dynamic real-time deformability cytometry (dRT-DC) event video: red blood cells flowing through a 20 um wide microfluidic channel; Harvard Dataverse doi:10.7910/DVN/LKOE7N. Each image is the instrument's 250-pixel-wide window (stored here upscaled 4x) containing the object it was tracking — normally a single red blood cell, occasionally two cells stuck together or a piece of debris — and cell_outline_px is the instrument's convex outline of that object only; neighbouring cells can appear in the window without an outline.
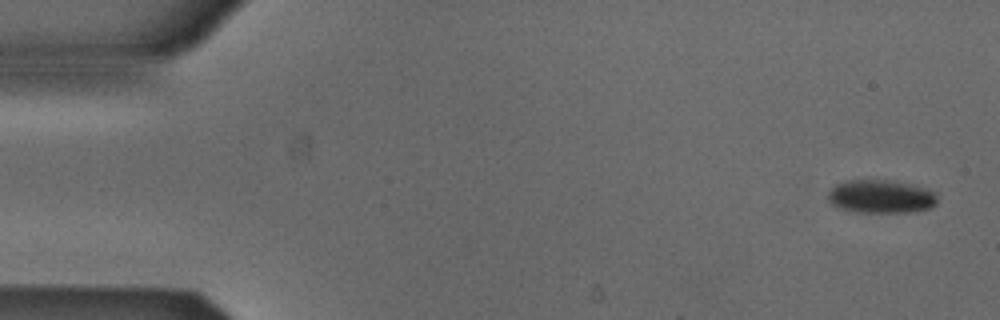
{"species": "Egyptian fruit bat (a non-hibernating species)", "species_latin": "Rousettus aegyptiacus", "temperature_condition": "cold", "stored_images_in_passage": 5, "camera_frame_rate_fps": 3000, "um_per_image_px": 0.085, "animal": {"sex": "male"}, "frame": {"image": 1, "passage_image": 1, "time_ms": 0.0, "image_size_px": [1000, 320], "cell_outline_px": [[936, 204], [932, 208], [912, 212], [856, 212], [836, 208], [828, 200], [828, 192], [836, 184], [844, 180], [888, 180], [912, 184], [928, 188], [936, 192]], "centroid_in_image_um": [74.88, 16.7], "position_along_channel_um": 10.1, "area_um2": 21.56}}
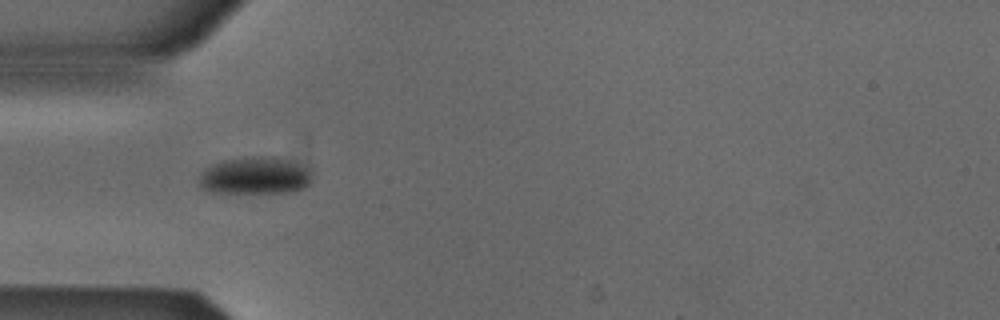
{"frame": {"image": 2, "passage_image": 5, "time_ms": 1.333, "image_size_px": [1000, 320], "cell_outline_px": [[312, 180], [304, 188], [284, 192], [212, 192], [204, 188], [200, 184], [200, 176], [204, 168], [212, 164], [224, 160], [252, 156], [276, 156], [308, 164], [312, 168]], "centroid_in_image_um": [21.78, 14.89], "position_along_channel_um": 63.2, "area_um2": 24.91}}